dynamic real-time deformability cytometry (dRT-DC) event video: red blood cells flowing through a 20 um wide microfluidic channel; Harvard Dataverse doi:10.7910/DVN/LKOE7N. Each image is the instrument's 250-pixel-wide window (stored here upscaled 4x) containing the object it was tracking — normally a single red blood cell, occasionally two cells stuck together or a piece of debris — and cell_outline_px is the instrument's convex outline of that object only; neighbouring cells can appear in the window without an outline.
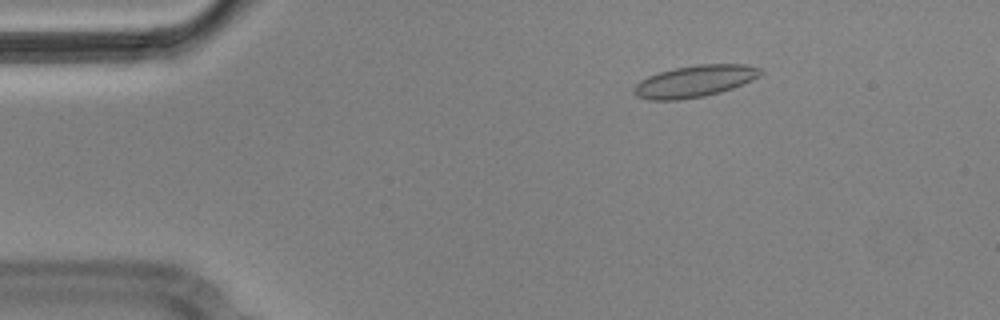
{"species": "Egyptian fruit bat (a non-hibernating species)", "species_latin": "Rousettus aegyptiacus", "temperature_condition": "cold", "stored_images_in_passage": 5, "camera_frame_rate_fps": 3000, "um_per_image_px": 0.085, "animal": {"sex": "male"}, "frame": {"image": 1, "passage_image": 3, "time_ms": 0.667, "image_size_px": [1000, 320], "cell_outline_px": [[764, 72], [760, 76], [752, 80], [732, 88], [720, 92], [704, 96], [680, 100], [648, 100], [636, 96], [632, 92], [632, 88], [640, 80], [648, 76], [660, 72], [676, 68], [696, 64], [744, 64], [760, 68]], "centroid_in_image_um": [59.03, 6.91], "position_along_channel_um": 26.0, "area_um2": 23.52}}